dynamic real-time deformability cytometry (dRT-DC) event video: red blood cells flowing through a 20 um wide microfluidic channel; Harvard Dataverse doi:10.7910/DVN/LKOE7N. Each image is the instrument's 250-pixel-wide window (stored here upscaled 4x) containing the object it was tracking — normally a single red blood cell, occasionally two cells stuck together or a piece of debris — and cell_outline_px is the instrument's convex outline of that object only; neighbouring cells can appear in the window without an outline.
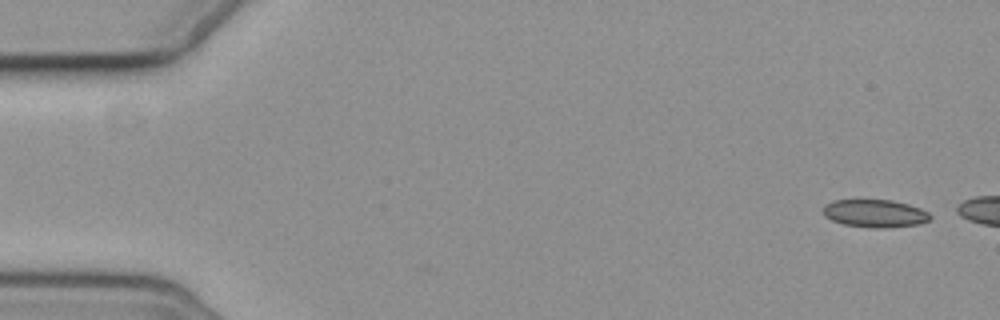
{"species": "common noctule bat (a hibernating species)", "species_latin": "Nyctalus noctula", "temperature_condition": "cold", "stored_images_in_passage": 2, "camera_frame_rate_fps": 3000, "um_per_image_px": 0.085, "animal": {"sex": "female", "body_mass_g": 19.3, "forearm_length_mm": 54.1}, "frame": {"image": 1, "passage_image": 1, "time_ms": 0.0, "image_size_px": [1000, 320], "cell_outline_px": [[932, 216], [928, 220], [916, 224], [884, 228], [872, 228], [844, 224], [832, 220], [824, 216], [824, 204], [832, 200], [892, 200], [908, 204], [920, 208], [928, 212]], "centroid_in_image_um": [74.35, 18.13], "position_along_channel_um": 10.7, "area_um2": 17.22}}